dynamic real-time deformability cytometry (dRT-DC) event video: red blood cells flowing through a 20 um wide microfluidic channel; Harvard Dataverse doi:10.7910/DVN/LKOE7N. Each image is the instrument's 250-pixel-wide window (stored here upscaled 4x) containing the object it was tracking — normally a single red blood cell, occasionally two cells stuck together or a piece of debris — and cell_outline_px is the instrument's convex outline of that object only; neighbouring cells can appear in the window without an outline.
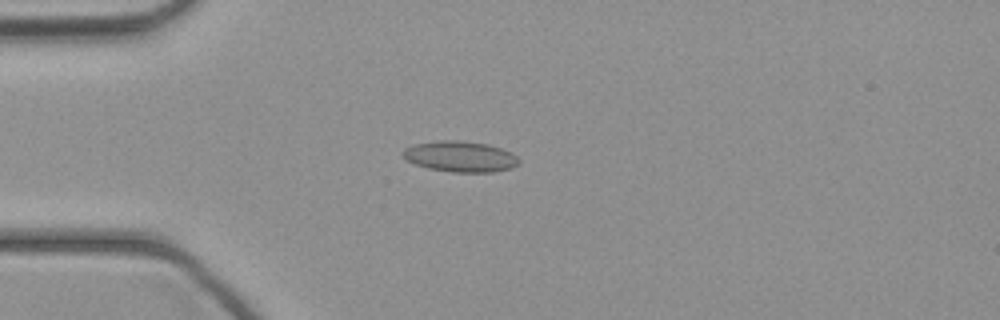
{"species": "common noctule bat (a hibernating species)", "species_latin": "Nyctalus noctula", "temperature_condition": "cold", "stored_images_in_passage": 43, "camera_frame_rate_fps": 3000, "um_per_image_px": 0.085, "animal": {"sex": "female", "body_mass_g": 21.9}, "frame": {"image": 1, "passage_image": 11, "time_ms": 3.333, "image_size_px": [1000, 320], "cell_outline_px": [[520, 164], [512, 168], [492, 172], [452, 172], [428, 168], [416, 164], [408, 160], [400, 152], [404, 148], [416, 144], [436, 140], [460, 140], [488, 144], [512, 152], [520, 160]], "centroid_in_image_um": [39.15, 13.3], "position_along_channel_um": 45.9, "area_um2": 20.92}}
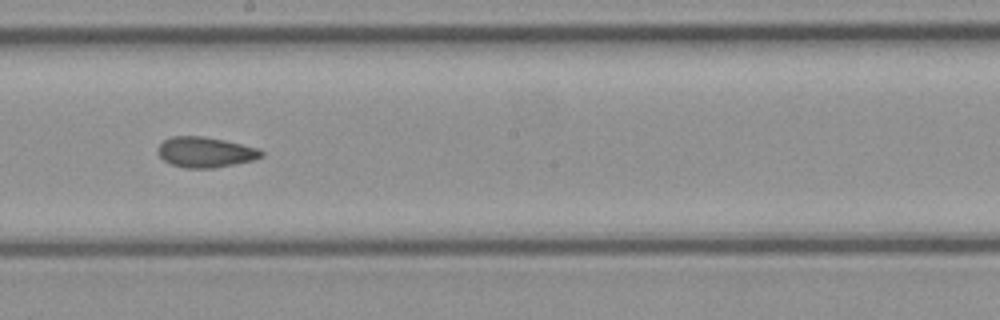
{"frame": {"image": 2, "passage_image": 24, "time_ms": 7.667, "image_size_px": [1000, 320], "cell_outline_px": [[264, 156], [252, 160], [212, 168], [184, 168], [172, 164], [164, 160], [156, 152], [156, 148], [164, 140], [172, 136], [200, 136], [224, 140], [260, 148], [264, 152]], "centroid_in_image_um": [17.45, 12.93], "position_along_channel_um": 230.8, "area_um2": 18.32}}
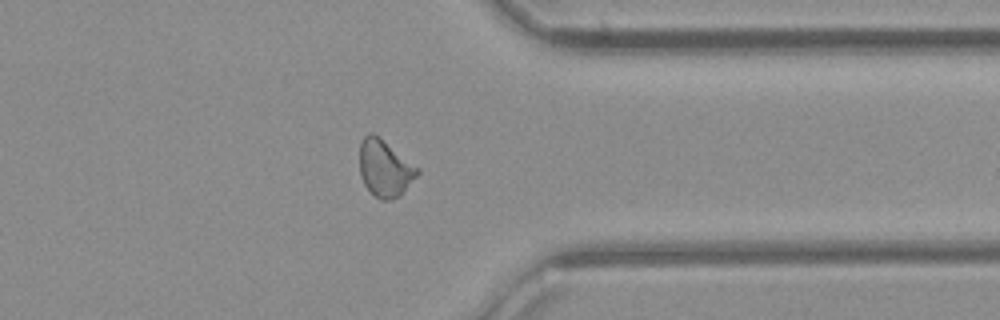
{"frame": {"image": 3, "passage_image": 34, "time_ms": 11.0, "image_size_px": [1000, 320], "cell_outline_px": [[420, 172], [400, 196], [392, 200], [380, 200], [364, 184], [360, 176], [360, 144], [364, 136], [368, 132], [372, 132], [380, 136], [420, 168]], "centroid_in_image_um": [32.73, 14.28], "position_along_channel_um": 378.7, "area_um2": 19.36}}